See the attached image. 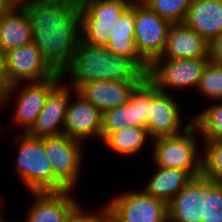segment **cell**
Returning a JSON list of instances; mask_svg holds the SVG:
<instances>
[{
	"mask_svg": "<svg viewBox=\"0 0 222 222\" xmlns=\"http://www.w3.org/2000/svg\"><path fill=\"white\" fill-rule=\"evenodd\" d=\"M135 0L109 30L110 39L104 46L115 54L132 58L146 73L150 64L139 54L134 40Z\"/></svg>",
	"mask_w": 222,
	"mask_h": 222,
	"instance_id": "20",
	"label": "cell"
},
{
	"mask_svg": "<svg viewBox=\"0 0 222 222\" xmlns=\"http://www.w3.org/2000/svg\"><path fill=\"white\" fill-rule=\"evenodd\" d=\"M132 2L133 0L78 2L81 40L91 45L105 46L110 39L109 30Z\"/></svg>",
	"mask_w": 222,
	"mask_h": 222,
	"instance_id": "5",
	"label": "cell"
},
{
	"mask_svg": "<svg viewBox=\"0 0 222 222\" xmlns=\"http://www.w3.org/2000/svg\"><path fill=\"white\" fill-rule=\"evenodd\" d=\"M5 62L11 87L1 102L0 109L2 105L8 104L14 91L22 87V82H40L57 74L43 59L34 42L6 51Z\"/></svg>",
	"mask_w": 222,
	"mask_h": 222,
	"instance_id": "6",
	"label": "cell"
},
{
	"mask_svg": "<svg viewBox=\"0 0 222 222\" xmlns=\"http://www.w3.org/2000/svg\"><path fill=\"white\" fill-rule=\"evenodd\" d=\"M68 84H58L47 96L35 124L27 132L31 137L43 138L63 134L66 109L72 89ZM71 91V92H70ZM60 127V128H59Z\"/></svg>",
	"mask_w": 222,
	"mask_h": 222,
	"instance_id": "16",
	"label": "cell"
},
{
	"mask_svg": "<svg viewBox=\"0 0 222 222\" xmlns=\"http://www.w3.org/2000/svg\"><path fill=\"white\" fill-rule=\"evenodd\" d=\"M171 23L152 11L141 0L135 1L134 40L139 54L151 64L166 46Z\"/></svg>",
	"mask_w": 222,
	"mask_h": 222,
	"instance_id": "10",
	"label": "cell"
},
{
	"mask_svg": "<svg viewBox=\"0 0 222 222\" xmlns=\"http://www.w3.org/2000/svg\"><path fill=\"white\" fill-rule=\"evenodd\" d=\"M202 176L212 183L222 180V141L203 140Z\"/></svg>",
	"mask_w": 222,
	"mask_h": 222,
	"instance_id": "27",
	"label": "cell"
},
{
	"mask_svg": "<svg viewBox=\"0 0 222 222\" xmlns=\"http://www.w3.org/2000/svg\"><path fill=\"white\" fill-rule=\"evenodd\" d=\"M196 88L207 99L222 100V64L209 60Z\"/></svg>",
	"mask_w": 222,
	"mask_h": 222,
	"instance_id": "28",
	"label": "cell"
},
{
	"mask_svg": "<svg viewBox=\"0 0 222 222\" xmlns=\"http://www.w3.org/2000/svg\"><path fill=\"white\" fill-rule=\"evenodd\" d=\"M210 60L222 64V31L209 43Z\"/></svg>",
	"mask_w": 222,
	"mask_h": 222,
	"instance_id": "32",
	"label": "cell"
},
{
	"mask_svg": "<svg viewBox=\"0 0 222 222\" xmlns=\"http://www.w3.org/2000/svg\"><path fill=\"white\" fill-rule=\"evenodd\" d=\"M32 194L34 202L26 215L27 219L16 222H68L82 207L71 196L72 190L32 192Z\"/></svg>",
	"mask_w": 222,
	"mask_h": 222,
	"instance_id": "14",
	"label": "cell"
},
{
	"mask_svg": "<svg viewBox=\"0 0 222 222\" xmlns=\"http://www.w3.org/2000/svg\"><path fill=\"white\" fill-rule=\"evenodd\" d=\"M23 7L31 19L33 42L43 59L56 73L63 74L81 39L79 3L76 0H37Z\"/></svg>",
	"mask_w": 222,
	"mask_h": 222,
	"instance_id": "1",
	"label": "cell"
},
{
	"mask_svg": "<svg viewBox=\"0 0 222 222\" xmlns=\"http://www.w3.org/2000/svg\"><path fill=\"white\" fill-rule=\"evenodd\" d=\"M33 42L31 19L24 7H15L0 19V50L9 51Z\"/></svg>",
	"mask_w": 222,
	"mask_h": 222,
	"instance_id": "22",
	"label": "cell"
},
{
	"mask_svg": "<svg viewBox=\"0 0 222 222\" xmlns=\"http://www.w3.org/2000/svg\"><path fill=\"white\" fill-rule=\"evenodd\" d=\"M205 177L192 178L168 203V222H202Z\"/></svg>",
	"mask_w": 222,
	"mask_h": 222,
	"instance_id": "18",
	"label": "cell"
},
{
	"mask_svg": "<svg viewBox=\"0 0 222 222\" xmlns=\"http://www.w3.org/2000/svg\"><path fill=\"white\" fill-rule=\"evenodd\" d=\"M184 23L210 43L222 31V0H192Z\"/></svg>",
	"mask_w": 222,
	"mask_h": 222,
	"instance_id": "21",
	"label": "cell"
},
{
	"mask_svg": "<svg viewBox=\"0 0 222 222\" xmlns=\"http://www.w3.org/2000/svg\"><path fill=\"white\" fill-rule=\"evenodd\" d=\"M16 139L21 143L15 171L31 193L67 190L53 175L50 159L44 149V137L36 138L23 133Z\"/></svg>",
	"mask_w": 222,
	"mask_h": 222,
	"instance_id": "3",
	"label": "cell"
},
{
	"mask_svg": "<svg viewBox=\"0 0 222 222\" xmlns=\"http://www.w3.org/2000/svg\"><path fill=\"white\" fill-rule=\"evenodd\" d=\"M210 58L155 59L149 66L147 78L159 91L168 87H197ZM167 87V88H166Z\"/></svg>",
	"mask_w": 222,
	"mask_h": 222,
	"instance_id": "9",
	"label": "cell"
},
{
	"mask_svg": "<svg viewBox=\"0 0 222 222\" xmlns=\"http://www.w3.org/2000/svg\"><path fill=\"white\" fill-rule=\"evenodd\" d=\"M157 172L143 189L147 194L161 199L167 204L193 178L187 171L178 168L157 166Z\"/></svg>",
	"mask_w": 222,
	"mask_h": 222,
	"instance_id": "23",
	"label": "cell"
},
{
	"mask_svg": "<svg viewBox=\"0 0 222 222\" xmlns=\"http://www.w3.org/2000/svg\"><path fill=\"white\" fill-rule=\"evenodd\" d=\"M16 5L11 0H0V19L9 14Z\"/></svg>",
	"mask_w": 222,
	"mask_h": 222,
	"instance_id": "33",
	"label": "cell"
},
{
	"mask_svg": "<svg viewBox=\"0 0 222 222\" xmlns=\"http://www.w3.org/2000/svg\"><path fill=\"white\" fill-rule=\"evenodd\" d=\"M11 1L16 5V7H23L24 5L33 3L37 0H11Z\"/></svg>",
	"mask_w": 222,
	"mask_h": 222,
	"instance_id": "34",
	"label": "cell"
},
{
	"mask_svg": "<svg viewBox=\"0 0 222 222\" xmlns=\"http://www.w3.org/2000/svg\"><path fill=\"white\" fill-rule=\"evenodd\" d=\"M200 133L193 123L177 136L156 138L153 141V161L163 168H178L187 171L193 178L202 175V154L197 153L196 135Z\"/></svg>",
	"mask_w": 222,
	"mask_h": 222,
	"instance_id": "4",
	"label": "cell"
},
{
	"mask_svg": "<svg viewBox=\"0 0 222 222\" xmlns=\"http://www.w3.org/2000/svg\"><path fill=\"white\" fill-rule=\"evenodd\" d=\"M73 92L76 99L68 102L63 134L82 143L91 136L100 138L103 113L76 90Z\"/></svg>",
	"mask_w": 222,
	"mask_h": 222,
	"instance_id": "13",
	"label": "cell"
},
{
	"mask_svg": "<svg viewBox=\"0 0 222 222\" xmlns=\"http://www.w3.org/2000/svg\"><path fill=\"white\" fill-rule=\"evenodd\" d=\"M64 79L62 74L57 73L51 78L40 82H29L19 90V96L16 98V111L13 117L14 124L21 125L23 133H27L35 124L37 116L44 107L49 93Z\"/></svg>",
	"mask_w": 222,
	"mask_h": 222,
	"instance_id": "15",
	"label": "cell"
},
{
	"mask_svg": "<svg viewBox=\"0 0 222 222\" xmlns=\"http://www.w3.org/2000/svg\"><path fill=\"white\" fill-rule=\"evenodd\" d=\"M83 144L65 134L44 137L53 175L67 190L74 191L80 177Z\"/></svg>",
	"mask_w": 222,
	"mask_h": 222,
	"instance_id": "11",
	"label": "cell"
},
{
	"mask_svg": "<svg viewBox=\"0 0 222 222\" xmlns=\"http://www.w3.org/2000/svg\"><path fill=\"white\" fill-rule=\"evenodd\" d=\"M149 137L146 127L131 126L110 134L102 143L112 152L133 155L142 149Z\"/></svg>",
	"mask_w": 222,
	"mask_h": 222,
	"instance_id": "24",
	"label": "cell"
},
{
	"mask_svg": "<svg viewBox=\"0 0 222 222\" xmlns=\"http://www.w3.org/2000/svg\"><path fill=\"white\" fill-rule=\"evenodd\" d=\"M77 2H87V1H93V0H76Z\"/></svg>",
	"mask_w": 222,
	"mask_h": 222,
	"instance_id": "37",
	"label": "cell"
},
{
	"mask_svg": "<svg viewBox=\"0 0 222 222\" xmlns=\"http://www.w3.org/2000/svg\"><path fill=\"white\" fill-rule=\"evenodd\" d=\"M210 58L209 42L185 23L171 24L166 46L156 59Z\"/></svg>",
	"mask_w": 222,
	"mask_h": 222,
	"instance_id": "17",
	"label": "cell"
},
{
	"mask_svg": "<svg viewBox=\"0 0 222 222\" xmlns=\"http://www.w3.org/2000/svg\"><path fill=\"white\" fill-rule=\"evenodd\" d=\"M157 91V87L146 77L132 91L126 104L104 111L100 141L103 142L110 134L125 127L147 128L151 97Z\"/></svg>",
	"mask_w": 222,
	"mask_h": 222,
	"instance_id": "7",
	"label": "cell"
},
{
	"mask_svg": "<svg viewBox=\"0 0 222 222\" xmlns=\"http://www.w3.org/2000/svg\"><path fill=\"white\" fill-rule=\"evenodd\" d=\"M174 96L168 92L157 91L151 97L147 118V131L151 139L177 136L184 133L193 123L191 119L181 132L180 107Z\"/></svg>",
	"mask_w": 222,
	"mask_h": 222,
	"instance_id": "12",
	"label": "cell"
},
{
	"mask_svg": "<svg viewBox=\"0 0 222 222\" xmlns=\"http://www.w3.org/2000/svg\"><path fill=\"white\" fill-rule=\"evenodd\" d=\"M218 183H219V184H220V186L222 187V180H220Z\"/></svg>",
	"mask_w": 222,
	"mask_h": 222,
	"instance_id": "38",
	"label": "cell"
},
{
	"mask_svg": "<svg viewBox=\"0 0 222 222\" xmlns=\"http://www.w3.org/2000/svg\"><path fill=\"white\" fill-rule=\"evenodd\" d=\"M104 208L115 222H168V204L144 190L124 192Z\"/></svg>",
	"mask_w": 222,
	"mask_h": 222,
	"instance_id": "8",
	"label": "cell"
},
{
	"mask_svg": "<svg viewBox=\"0 0 222 222\" xmlns=\"http://www.w3.org/2000/svg\"><path fill=\"white\" fill-rule=\"evenodd\" d=\"M202 222H222V187L205 178Z\"/></svg>",
	"mask_w": 222,
	"mask_h": 222,
	"instance_id": "29",
	"label": "cell"
},
{
	"mask_svg": "<svg viewBox=\"0 0 222 222\" xmlns=\"http://www.w3.org/2000/svg\"><path fill=\"white\" fill-rule=\"evenodd\" d=\"M10 87L6 72L5 52L0 50V104Z\"/></svg>",
	"mask_w": 222,
	"mask_h": 222,
	"instance_id": "31",
	"label": "cell"
},
{
	"mask_svg": "<svg viewBox=\"0 0 222 222\" xmlns=\"http://www.w3.org/2000/svg\"><path fill=\"white\" fill-rule=\"evenodd\" d=\"M141 82L94 81L81 85L76 91L102 113L126 104L135 87Z\"/></svg>",
	"mask_w": 222,
	"mask_h": 222,
	"instance_id": "19",
	"label": "cell"
},
{
	"mask_svg": "<svg viewBox=\"0 0 222 222\" xmlns=\"http://www.w3.org/2000/svg\"><path fill=\"white\" fill-rule=\"evenodd\" d=\"M100 222H115L106 213L101 217Z\"/></svg>",
	"mask_w": 222,
	"mask_h": 222,
	"instance_id": "35",
	"label": "cell"
},
{
	"mask_svg": "<svg viewBox=\"0 0 222 222\" xmlns=\"http://www.w3.org/2000/svg\"><path fill=\"white\" fill-rule=\"evenodd\" d=\"M171 24L184 23L192 0H141Z\"/></svg>",
	"mask_w": 222,
	"mask_h": 222,
	"instance_id": "26",
	"label": "cell"
},
{
	"mask_svg": "<svg viewBox=\"0 0 222 222\" xmlns=\"http://www.w3.org/2000/svg\"><path fill=\"white\" fill-rule=\"evenodd\" d=\"M81 207L68 222H100L101 217L106 213L105 208H101L100 211L90 213Z\"/></svg>",
	"mask_w": 222,
	"mask_h": 222,
	"instance_id": "30",
	"label": "cell"
},
{
	"mask_svg": "<svg viewBox=\"0 0 222 222\" xmlns=\"http://www.w3.org/2000/svg\"><path fill=\"white\" fill-rule=\"evenodd\" d=\"M68 75L73 90L94 81L142 82L147 73L132 59L115 54L104 46L79 40L73 60L62 76Z\"/></svg>",
	"mask_w": 222,
	"mask_h": 222,
	"instance_id": "2",
	"label": "cell"
},
{
	"mask_svg": "<svg viewBox=\"0 0 222 222\" xmlns=\"http://www.w3.org/2000/svg\"><path fill=\"white\" fill-rule=\"evenodd\" d=\"M8 220L4 219V217L1 216L0 214V222H7Z\"/></svg>",
	"mask_w": 222,
	"mask_h": 222,
	"instance_id": "36",
	"label": "cell"
},
{
	"mask_svg": "<svg viewBox=\"0 0 222 222\" xmlns=\"http://www.w3.org/2000/svg\"><path fill=\"white\" fill-rule=\"evenodd\" d=\"M217 103L194 117V124L203 140L222 141V100Z\"/></svg>",
	"mask_w": 222,
	"mask_h": 222,
	"instance_id": "25",
	"label": "cell"
}]
</instances>
